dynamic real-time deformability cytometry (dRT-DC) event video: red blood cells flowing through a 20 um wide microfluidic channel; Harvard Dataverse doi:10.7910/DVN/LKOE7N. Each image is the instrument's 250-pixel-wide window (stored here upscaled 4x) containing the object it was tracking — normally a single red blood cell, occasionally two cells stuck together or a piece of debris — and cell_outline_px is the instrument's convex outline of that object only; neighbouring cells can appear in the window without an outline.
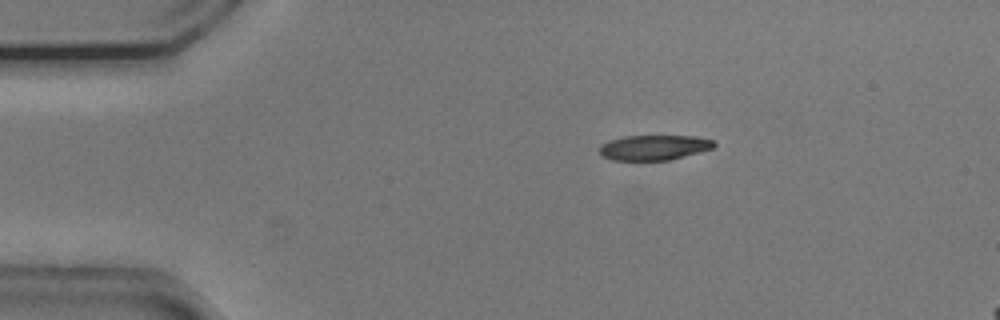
{"species": "common noctule bat (a hibernating species)", "species_latin": "Nyctalus noctula", "temperature_condition": "cold", "stored_images_in_passage": 38, "camera_frame_rate_fps": 3000, "um_per_image_px": 0.085, "animal": {"sex": "male", "body_mass_g": 20.5, "forearm_length_mm": 52.5}, "frame": {"image": 1, "passage_image": 1, "time_ms": 0.0, "image_size_px": [1000, 320], "cell_outline_px": [[716, 144], [712, 148], [668, 160], [612, 160], [600, 156], [600, 144], [624, 136], [696, 136], [716, 140]], "centroid_in_image_um": [55.58, 12.53], "position_along_channel_um": 29.4, "area_um2": 16.65}}
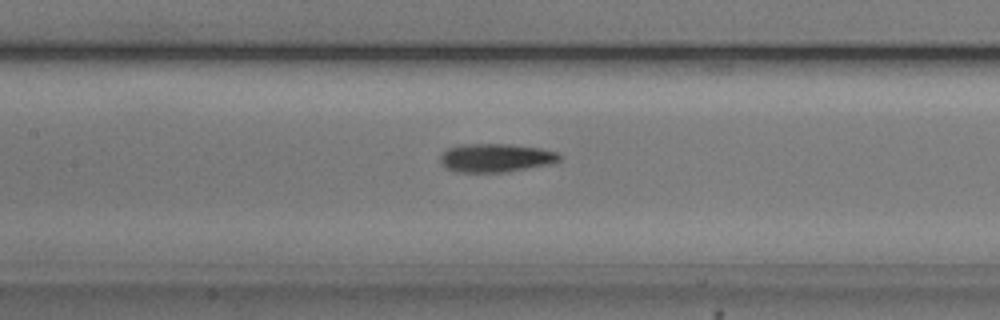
{"frame": {"image": 2, "passage_image": 16, "time_ms": 5.0, "image_size_px": [1000, 320], "cell_outline_px": [[560, 160], [552, 164], [508, 172], [456, 172], [444, 168], [440, 164], [440, 156], [448, 148], [460, 144], [504, 144], [540, 148], [556, 152], [560, 156]], "centroid_in_image_um": [42.11, 13.43], "position_along_channel_um": 165.3, "area_um2": 19.94}}
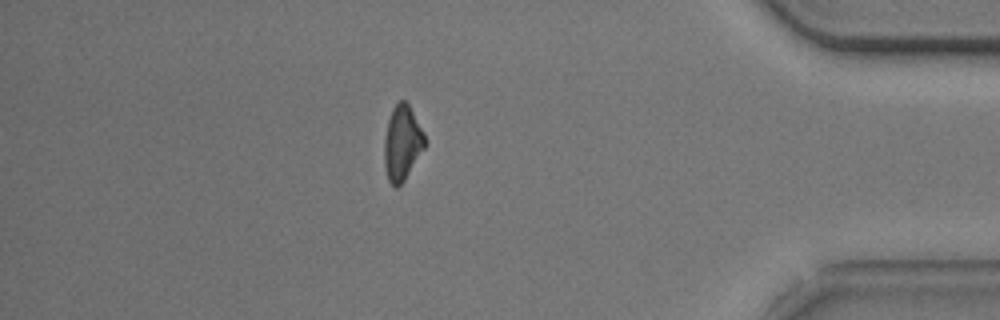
{"frame": {"image": 3, "passage_image": 38, "time_ms": 12.333, "image_size_px": [1000, 320], "cell_outline_px": [[424, 148], [404, 180], [396, 188], [388, 180], [384, 164], [384, 136], [388, 120], [392, 108], [400, 100], [404, 100], [408, 104], [424, 132]], "centroid_in_image_um": [34.16, 12.14], "position_along_channel_um": 401.0, "area_um2": 17.46}, "authors_computed_cell_mechanics": {"area_um2": 18.9584, "velocity_mm_per_s": 3.7462, "shape_relaxation_time_tau1_ms": 2.8775, "shape_relaxation_time_tau2_ms": 7.0848, "deformation_change_tau1": 0.1264, "deformation_change_tau2": 0.1431}}